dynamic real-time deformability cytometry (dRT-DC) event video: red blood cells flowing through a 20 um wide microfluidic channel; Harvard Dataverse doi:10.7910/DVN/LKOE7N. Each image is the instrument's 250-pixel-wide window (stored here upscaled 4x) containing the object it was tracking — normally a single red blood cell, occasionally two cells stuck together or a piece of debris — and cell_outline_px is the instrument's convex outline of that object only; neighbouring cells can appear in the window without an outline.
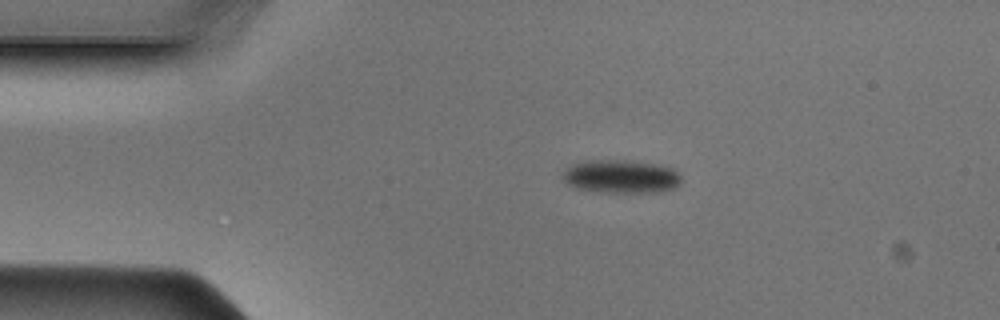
{"species": "Egyptian fruit bat (a non-hibernating species)", "species_latin": "Rousettus aegyptiacus", "temperature_condition": "cold", "stored_images_in_passage": 39, "camera_frame_rate_fps": 3000, "um_per_image_px": 0.085, "animal": {"sex": "male"}, "frame": {"image": 1, "passage_image": 1, "time_ms": 0.0, "image_size_px": [1000, 320], "cell_outline_px": [[680, 184], [676, 188], [660, 192], [600, 192], [576, 188], [568, 184], [560, 176], [572, 164], [584, 160], [628, 160], [656, 164], [672, 168], [680, 176]], "centroid_in_image_um": [52.78, 15.0], "position_along_channel_um": 32.2, "area_um2": 23.12}}
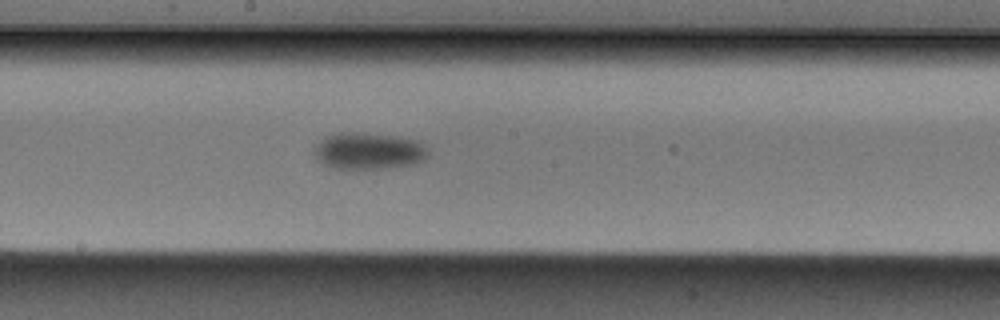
{"frame": {"image": 2, "passage_image": 17, "time_ms": 5.333, "image_size_px": [1000, 320], "cell_outline_px": [[428, 156], [424, 160], [416, 164], [388, 168], [332, 168], [316, 160], [312, 152], [316, 144], [324, 136], [340, 132], [356, 132], [392, 136], [420, 140], [428, 148]], "centroid_in_image_um": [31.33, 12.83], "position_along_channel_um": 216.9, "area_um2": 24.74}}
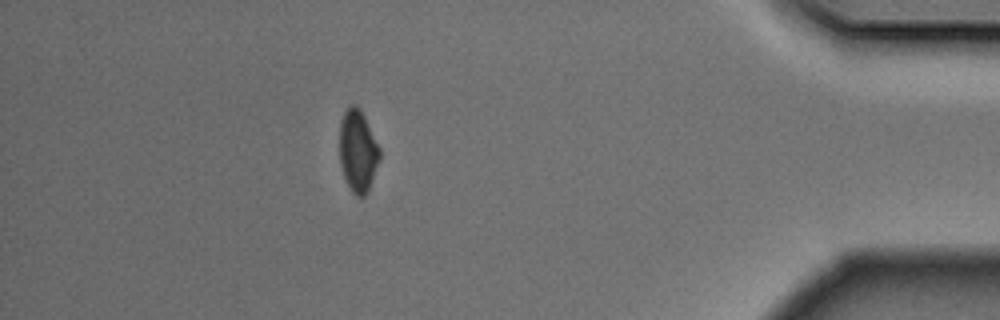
{"frame": {"image": 3, "passage_image": 34, "time_ms": 11.0, "image_size_px": [1000, 320], "cell_outline_px": [[380, 160], [368, 188], [364, 196], [356, 196], [352, 192], [344, 176], [340, 164], [340, 120], [344, 112], [352, 104], [356, 104], [360, 108], [380, 148]], "centroid_in_image_um": [30.41, 12.8], "position_along_channel_um": 404.8, "area_um2": 18.96}}